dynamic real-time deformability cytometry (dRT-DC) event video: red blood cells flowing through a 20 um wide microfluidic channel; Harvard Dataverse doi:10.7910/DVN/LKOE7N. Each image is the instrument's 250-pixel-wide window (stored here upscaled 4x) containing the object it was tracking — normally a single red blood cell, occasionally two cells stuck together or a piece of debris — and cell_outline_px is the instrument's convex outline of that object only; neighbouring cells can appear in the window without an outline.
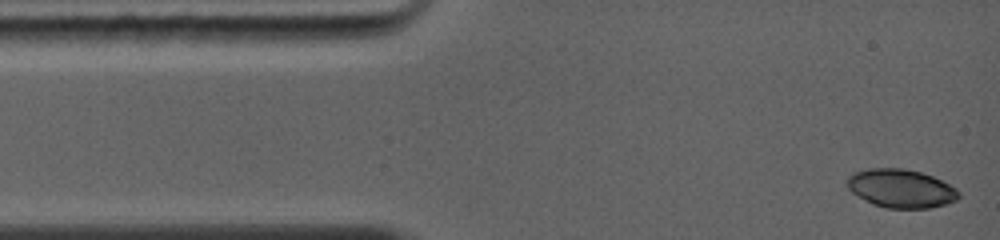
{"species": "common noctule bat (a hibernating species)", "species_latin": "Nyctalus noctula", "temperature_condition": "warm", "stored_images_in_passage": 8, "camera_frame_rate_fps": 5000, "um_per_image_px": 0.085, "animal": {"sex": "female", "body_mass_g": 19.0, "forearm_length_mm": 56.7}, "frame": {"image": 1, "passage_image": 1, "time_ms": 0.0, "image_size_px": [1000, 240], "cell_outline_px": [[960, 196], [956, 200], [944, 204], [928, 208], [884, 208], [872, 204], [852, 192], [848, 188], [848, 176], [852, 172], [868, 168], [904, 168], [920, 172], [932, 176], [956, 188], [960, 192]], "centroid_in_image_um": [76.56, 16.01], "position_along_channel_um": 8.4, "area_um2": 24.97}}
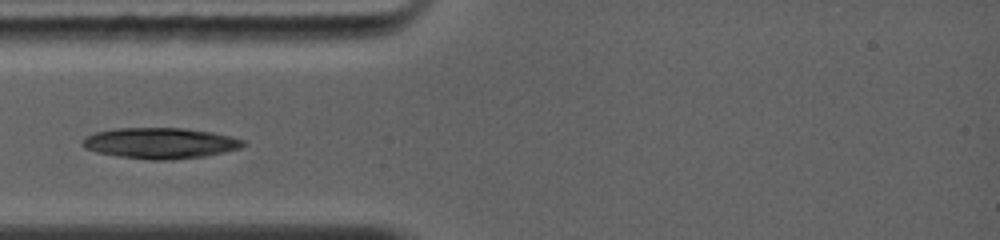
{"frame": {"image": 2, "passage_image": 5, "time_ms": 3.0, "image_size_px": [1000, 240], "cell_outline_px": [[248, 144], [240, 148], [224, 152], [204, 156], [172, 160], [152, 160], [116, 156], [96, 152], [84, 148], [80, 144], [84, 136], [96, 132], [116, 128], [184, 128], [212, 132], [232, 136], [244, 140]], "centroid_in_image_um": [13.61, 12.17], "position_along_channel_um": 71.4, "area_um2": 29.19}}
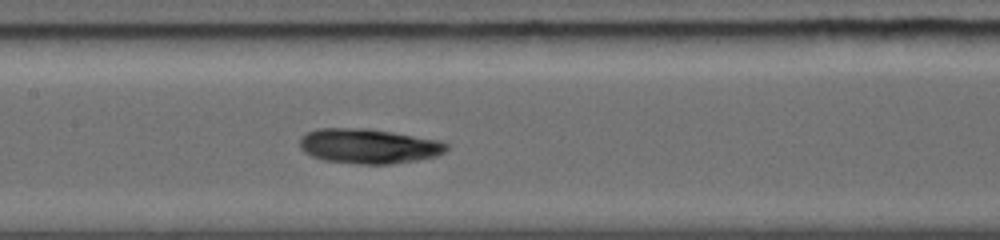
{"frame": {"image": 3, "passage_image": 8, "time_ms": 5.4, "image_size_px": [1000, 240], "cell_outline_px": [[448, 148], [444, 152], [436, 156], [416, 160], [392, 164], [360, 164], [324, 160], [312, 156], [304, 152], [300, 148], [300, 136], [304, 132], [316, 128], [368, 128], [440, 140], [448, 144]], "centroid_in_image_um": [31.3, 12.41], "position_along_channel_um": 176.1, "area_um2": 30.0}}